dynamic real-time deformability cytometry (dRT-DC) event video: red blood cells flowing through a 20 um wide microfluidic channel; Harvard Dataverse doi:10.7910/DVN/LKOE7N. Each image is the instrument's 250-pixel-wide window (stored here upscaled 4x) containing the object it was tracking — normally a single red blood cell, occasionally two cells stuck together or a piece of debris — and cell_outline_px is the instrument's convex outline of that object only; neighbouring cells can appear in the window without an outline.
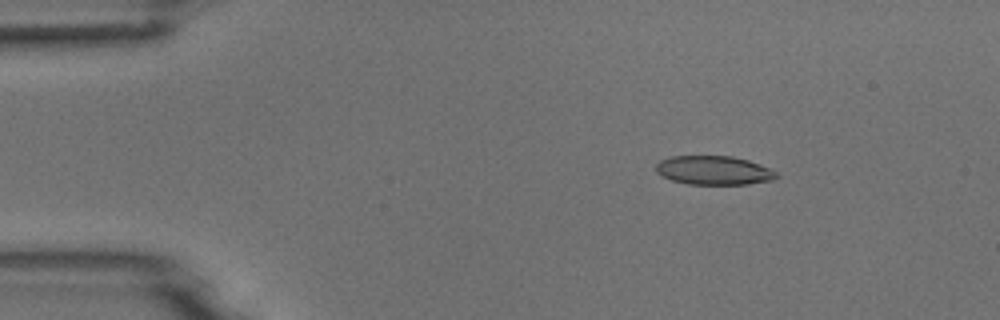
{"species": "common noctule bat (a hibernating species)", "species_latin": "Nyctalus noctula", "temperature_condition": "room temperature", "stored_images_in_passage": 4, "camera_frame_rate_fps": 3000, "um_per_image_px": 0.085, "animal": {"sex": "male", "body_mass_g": 18.8}, "frame": {"image": 1, "passage_image": 1, "time_ms": 0.0, "image_size_px": [1000, 320], "cell_outline_px": [[780, 176], [772, 180], [748, 184], [688, 184], [672, 180], [656, 172], [656, 164], [660, 160], [672, 156], [732, 156], [748, 160], [772, 168]], "centroid_in_image_um": [60.71, 14.47], "position_along_channel_um": 24.3, "area_um2": 20.35}}
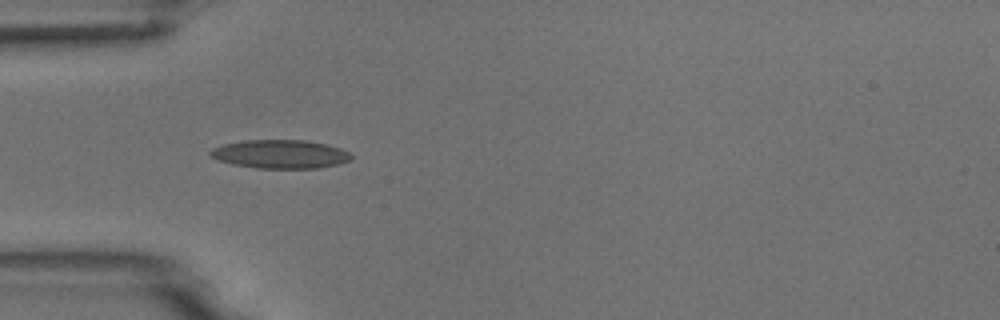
{"frame": {"image": 2, "passage_image": 3, "time_ms": 0.667, "image_size_px": [1000, 320], "cell_outline_px": [[352, 160], [336, 164], [316, 168], [256, 168], [232, 164], [220, 160], [212, 156], [208, 152], [212, 148], [224, 144], [244, 140], [304, 140], [324, 144], [340, 148], [348, 152], [352, 156]], "centroid_in_image_um": [23.81, 13.1], "position_along_channel_um": 61.2, "area_um2": 23.24}}
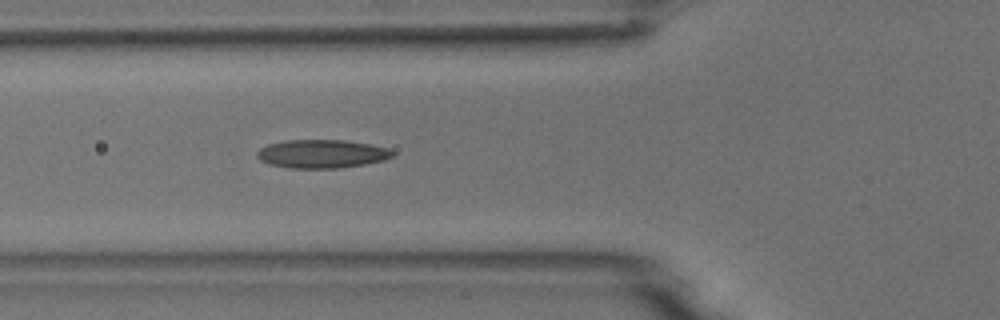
{"frame": {"image": 3, "passage_image": 4, "time_ms": 1.0, "image_size_px": [1000, 320], "cell_outline_px": [[396, 152], [392, 156], [384, 160], [364, 164], [340, 168], [288, 168], [268, 164], [260, 160], [256, 156], [256, 152], [260, 148], [268, 144], [284, 140], [344, 140], [372, 144], [388, 148]], "centroid_in_image_um": [27.34, 13.07], "position_along_channel_um": 98.5, "area_um2": 22.66}}